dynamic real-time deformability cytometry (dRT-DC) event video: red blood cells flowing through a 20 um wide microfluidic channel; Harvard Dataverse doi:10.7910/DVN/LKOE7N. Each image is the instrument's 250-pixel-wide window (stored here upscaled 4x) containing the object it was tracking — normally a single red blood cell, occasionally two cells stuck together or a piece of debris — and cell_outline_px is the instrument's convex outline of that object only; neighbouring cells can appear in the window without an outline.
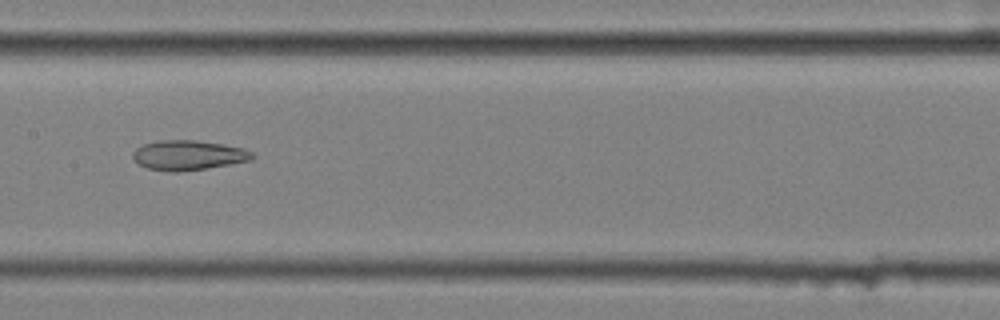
{"species": "common noctule bat (a hibernating species)", "species_latin": "Nyctalus noctula", "temperature_condition": "cold", "stored_images_in_passage": 11, "camera_frame_rate_fps": 3000, "um_per_image_px": 0.085, "animal": {"sex": "female", "body_mass_g": 25.1}, "frame": {"image": 1, "passage_image": 4, "time_ms": 1.0, "image_size_px": [1000, 320], "cell_outline_px": [[256, 156], [252, 160], [204, 168], [176, 172], [168, 172], [148, 168], [140, 164], [132, 156], [132, 152], [136, 148], [144, 144], [160, 140], [196, 140], [224, 144], [244, 148], [252, 152]], "centroid_in_image_um": [16.02, 13.18], "position_along_channel_um": 191.4, "area_um2": 20.63}}
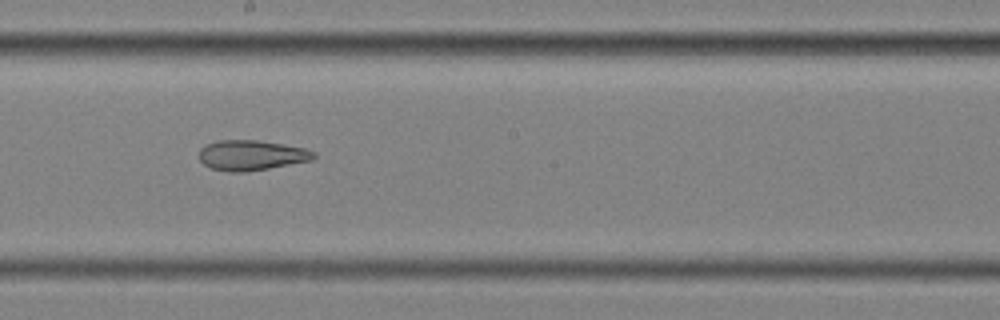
{"frame": {"image": 2, "passage_image": 5, "time_ms": 1.333, "image_size_px": [1000, 320], "cell_outline_px": [[316, 156], [312, 160], [248, 172], [228, 172], [212, 168], [204, 164], [200, 160], [200, 148], [204, 144], [216, 140], [256, 140], [284, 144], [304, 148], [316, 152]], "centroid_in_image_um": [21.36, 13.19], "position_along_channel_um": 226.8, "area_um2": 20.29}}
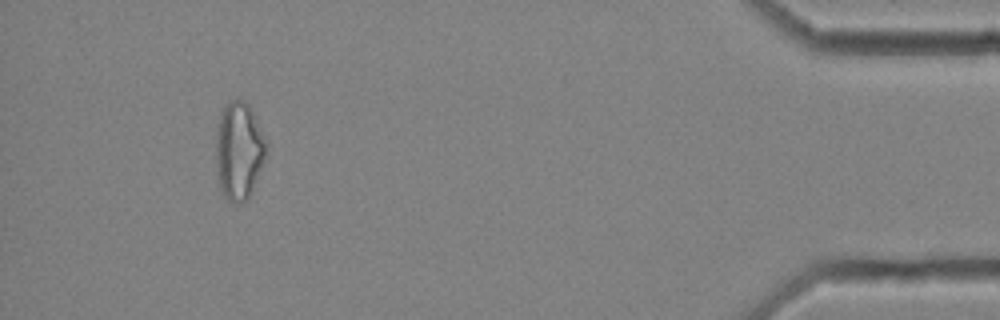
{"frame": {"image": 3, "passage_image": 10, "time_ms": 3.0, "image_size_px": [1000, 320], "cell_outline_px": [[268, 144], [264, 160], [252, 188], [248, 196], [240, 204], [232, 204], [224, 196], [220, 188], [216, 160], [216, 136], [220, 112], [232, 100], [244, 100], [252, 108]], "centroid_in_image_um": [20.31, 12.79], "position_along_channel_um": 414.9, "area_um2": 28.5}}